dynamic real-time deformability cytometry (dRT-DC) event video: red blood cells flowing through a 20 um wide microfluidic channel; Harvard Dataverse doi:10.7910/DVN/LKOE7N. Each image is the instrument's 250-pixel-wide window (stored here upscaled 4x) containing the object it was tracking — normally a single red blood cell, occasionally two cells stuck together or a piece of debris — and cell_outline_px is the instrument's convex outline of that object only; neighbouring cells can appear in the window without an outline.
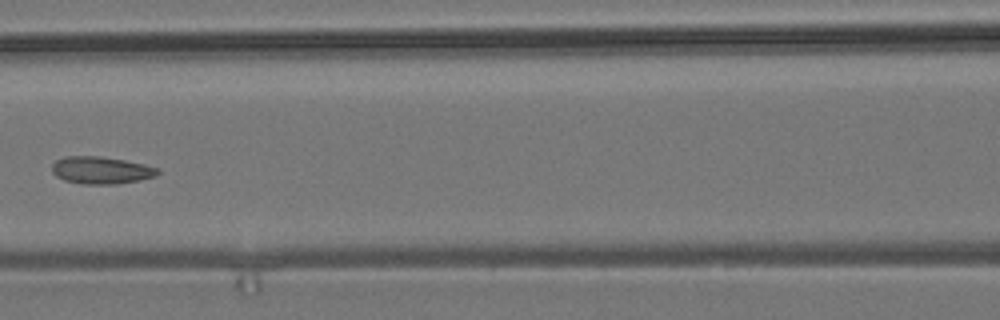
{"species": "common noctule bat (a hibernating species)", "species_latin": "Nyctalus noctula", "temperature_condition": "room temperature", "stored_images_in_passage": 7, "camera_frame_rate_fps": 3000, "um_per_image_px": 0.085, "animal": {"sex": "male", "body_mass_g": 19.2, "forearm_length_mm": 51.8}, "frame": {"image": 1, "passage_image": 7, "time_ms": 7.333, "image_size_px": [1000, 320], "cell_outline_px": [[160, 172], [156, 176], [140, 180], [116, 184], [80, 184], [64, 180], [56, 176], [52, 172], [52, 164], [56, 160], [68, 156], [100, 156], [124, 160], [144, 164], [160, 168]], "centroid_in_image_um": [8.61, 14.47], "position_along_channel_um": 158.0, "area_um2": 16.94}}